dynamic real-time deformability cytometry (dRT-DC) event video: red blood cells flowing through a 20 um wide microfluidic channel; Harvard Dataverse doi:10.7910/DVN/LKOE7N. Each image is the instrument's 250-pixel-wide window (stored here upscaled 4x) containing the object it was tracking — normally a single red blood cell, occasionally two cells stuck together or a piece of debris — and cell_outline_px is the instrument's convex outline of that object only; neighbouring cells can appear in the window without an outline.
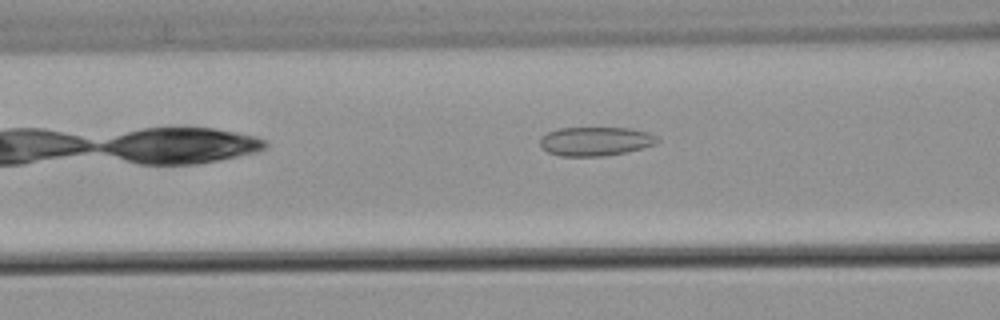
{"species": "common noctule bat (a hibernating species)", "species_latin": "Nyctalus noctula", "temperature_condition": "warm", "stored_images_in_passage": 39, "camera_frame_rate_fps": 3000, "um_per_image_px": 0.085, "animal": {"sex": "male", "body_mass_g": 21.5, "forearm_length_mm": 52.0}, "frame": {"image": 1, "passage_image": 6, "time_ms": 1.667, "image_size_px": [1000, 320], "cell_outline_px": [[660, 140], [656, 144], [624, 152], [604, 156], [560, 156], [548, 152], [540, 144], [540, 140], [548, 132], [560, 128], [628, 128], [648, 132], [656, 136]], "centroid_in_image_um": [50.63, 12.01], "position_along_channel_um": 116.0, "area_um2": 19.54}}
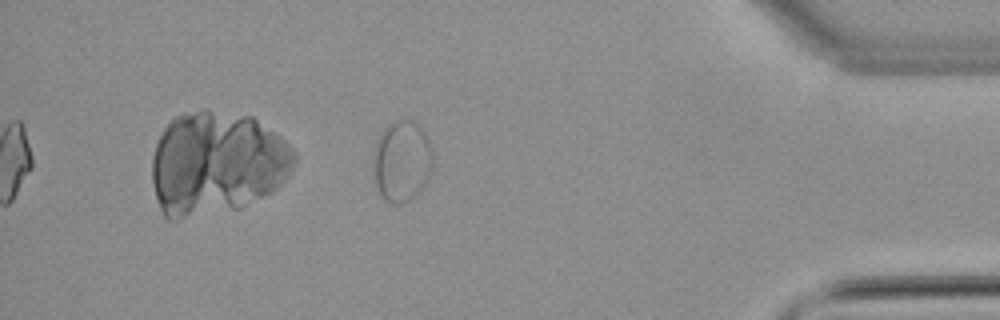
{"frame": {"image": 2, "passage_image": 32, "time_ms": 10.333, "image_size_px": [1000, 320], "cell_outline_px": [[432, 172], [420, 192], [408, 200], [400, 204], [392, 204], [384, 200], [380, 196], [376, 184], [372, 156], [376, 140], [380, 132], [392, 120], [412, 120], [420, 124], [432, 148]], "centroid_in_image_um": [34.15, 13.68], "position_along_channel_um": 401.1, "area_um2": 28.73}}